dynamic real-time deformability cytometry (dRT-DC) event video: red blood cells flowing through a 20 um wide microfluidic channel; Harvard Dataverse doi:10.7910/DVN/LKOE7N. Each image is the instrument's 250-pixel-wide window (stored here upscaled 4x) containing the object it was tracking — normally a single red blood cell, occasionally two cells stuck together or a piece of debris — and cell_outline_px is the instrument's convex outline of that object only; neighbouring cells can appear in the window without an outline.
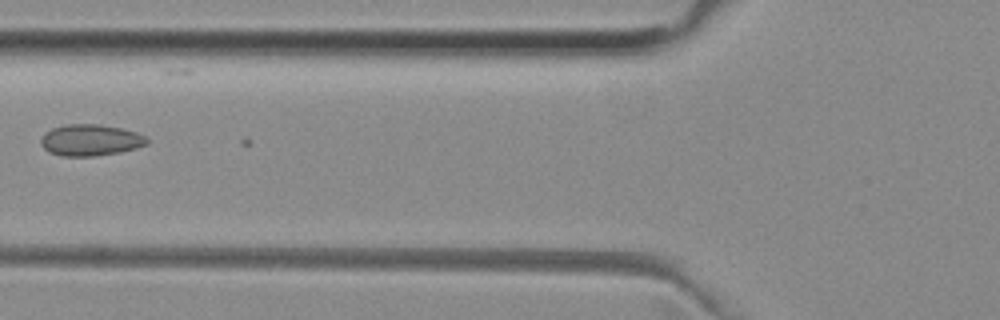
{"species": "common noctule bat (a hibernating species)", "species_latin": "Nyctalus noctula", "temperature_condition": "room temperature", "stored_images_in_passage": 5, "camera_frame_rate_fps": 3000, "um_per_image_px": 0.085, "animal": {"sex": "female", "body_mass_g": 29.2, "forearm_length_mm": 56.3}, "frame": {"image": 1, "passage_image": 4, "time_ms": 1.0, "image_size_px": [1000, 320], "cell_outline_px": [[148, 144], [136, 148], [120, 152], [92, 156], [60, 156], [48, 152], [40, 144], [40, 140], [44, 132], [52, 128], [64, 124], [100, 124], [120, 128], [136, 132], [144, 136], [148, 140]], "centroid_in_image_um": [7.65, 11.91], "position_along_channel_um": 118.2, "area_um2": 19.54}}